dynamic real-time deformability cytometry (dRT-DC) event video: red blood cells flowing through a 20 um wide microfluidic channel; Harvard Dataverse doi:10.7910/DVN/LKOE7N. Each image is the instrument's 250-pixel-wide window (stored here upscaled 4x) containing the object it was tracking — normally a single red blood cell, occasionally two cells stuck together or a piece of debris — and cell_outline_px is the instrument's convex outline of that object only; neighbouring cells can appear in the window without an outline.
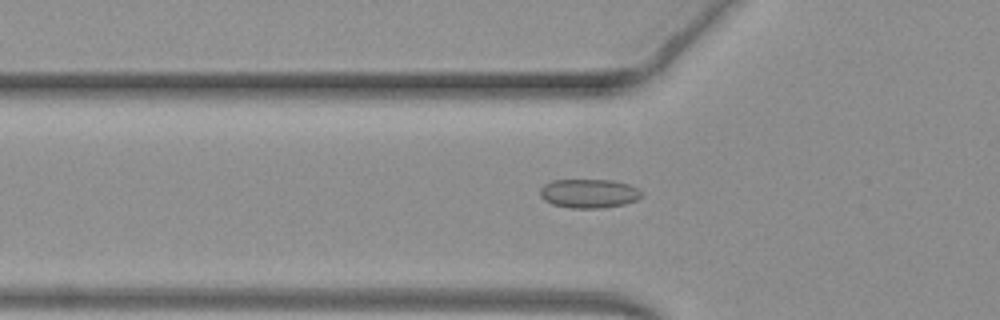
{"species": "common noctule bat (a hibernating species)", "species_latin": "Nyctalus noctula", "temperature_condition": "warm", "stored_images_in_passage": 50, "camera_frame_rate_fps": 3000, "um_per_image_px": 0.085, "animal": {"sex": "female", "body_mass_g": 19.3, "forearm_length_mm": 54.1}, "frame": {"image": 1, "passage_image": 17, "time_ms": 5.333, "image_size_px": [1000, 320], "cell_outline_px": [[644, 196], [636, 200], [624, 204], [600, 208], [572, 208], [552, 204], [544, 200], [540, 196], [540, 188], [544, 184], [552, 180], [612, 180], [628, 184], [644, 192]], "centroid_in_image_um": [50.06, 16.44], "position_along_channel_um": 75.7, "area_um2": 17.22}}
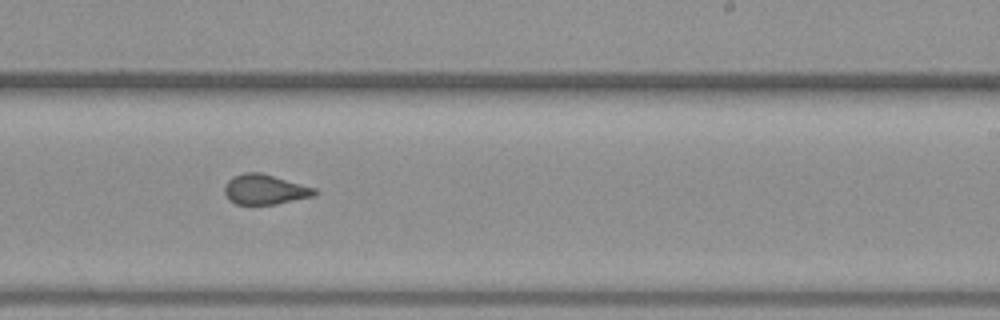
{"frame": {"image": 2, "passage_image": 31, "time_ms": 10.0, "image_size_px": [1000, 320], "cell_outline_px": [[316, 192], [312, 196], [276, 204], [236, 204], [228, 200], [224, 192], [224, 184], [232, 176], [244, 172], [260, 172], [316, 188]], "centroid_in_image_um": [22.45, 16.09], "position_along_channel_um": 266.5, "area_um2": 15.72}}
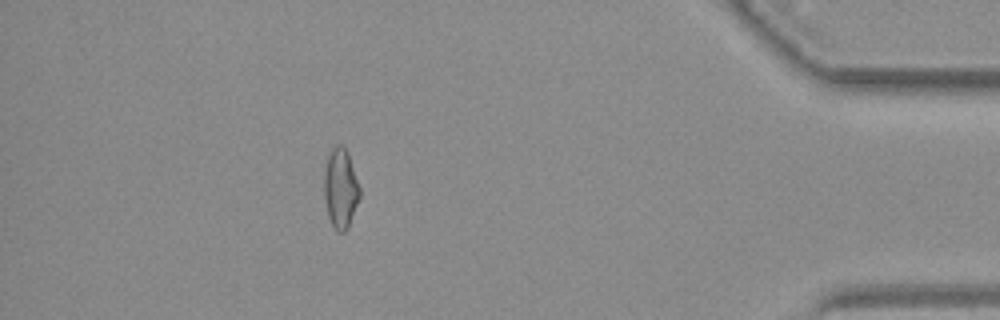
{"frame": {"image": 3, "passage_image": 45, "time_ms": 14.667, "image_size_px": [1000, 320], "cell_outline_px": [[360, 196], [348, 228], [344, 232], [336, 232], [328, 216], [324, 200], [324, 168], [332, 144], [340, 144], [348, 152], [360, 188]], "centroid_in_image_um": [28.93, 15.99], "position_along_channel_um": 406.3, "area_um2": 16.76}, "authors_computed_cell_mechanics": {"area_um2": 16.8198, "velocity_mm_per_s": 4.0737, "shape_relaxation_time_tau1_ms": null, "shape_relaxation_time_tau2_ms": 1.0804, "deformation_change_tau1": null, "deformation_change_tau2": 0.0752}}